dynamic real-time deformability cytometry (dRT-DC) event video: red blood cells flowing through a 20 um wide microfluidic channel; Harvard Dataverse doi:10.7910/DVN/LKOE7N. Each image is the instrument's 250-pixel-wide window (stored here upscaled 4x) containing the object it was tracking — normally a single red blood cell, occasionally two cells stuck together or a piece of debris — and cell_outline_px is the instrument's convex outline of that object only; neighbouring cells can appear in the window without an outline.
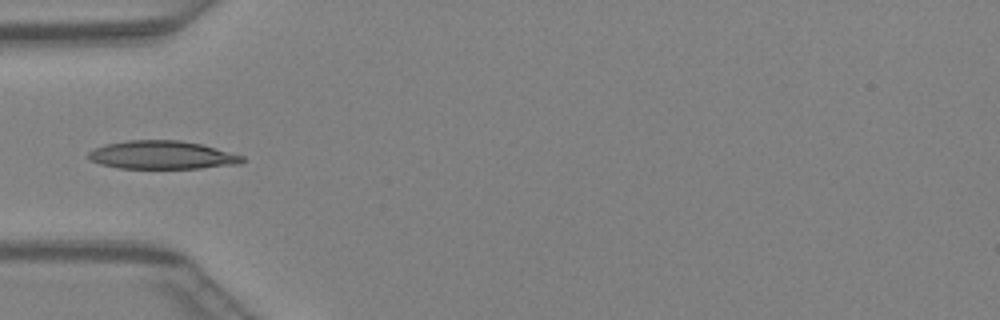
{"species": "Egyptian fruit bat (a non-hibernating species)", "species_latin": "Rousettus aegyptiacus", "temperature_condition": "warm", "stored_images_in_passage": 27, "camera_frame_rate_fps": 3000, "um_per_image_px": 0.085, "animal": {"sex": "female"}, "frame": {"image": 1, "passage_image": 1, "time_ms": 0.0, "image_size_px": [1000, 320], "cell_outline_px": [[248, 160], [240, 164], [200, 168], [120, 168], [100, 164], [88, 160], [88, 152], [92, 148], [104, 144], [128, 140], [180, 140], [200, 144], [244, 156]], "centroid_in_image_um": [13.75, 13.17], "position_along_channel_um": 71.2, "area_um2": 25.49}}
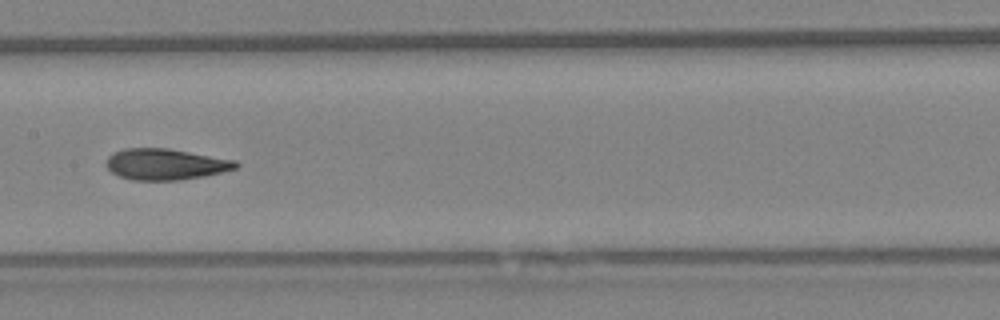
{"frame": {"image": 2, "passage_image": 9, "time_ms": 2.667, "image_size_px": [1000, 320], "cell_outline_px": [[240, 164], [236, 168], [204, 176], [180, 180], [132, 180], [120, 176], [112, 172], [104, 164], [108, 156], [112, 152], [124, 148], [168, 148], [236, 160]], "centroid_in_image_um": [14.04, 13.95], "position_along_channel_um": 193.4, "area_um2": 23.58}}
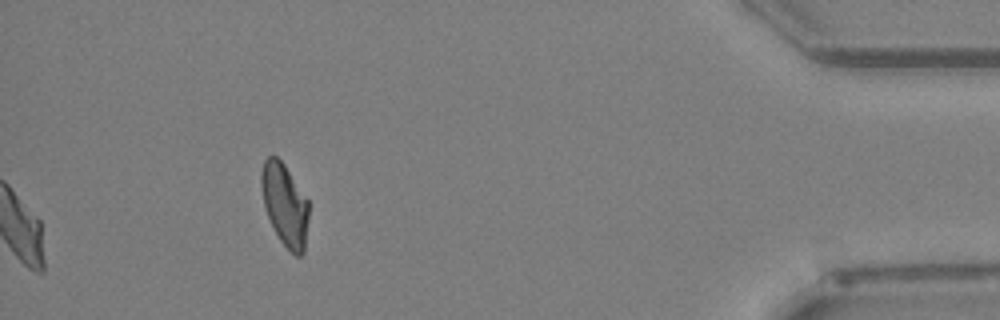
{"frame": {"image": 3, "passage_image": 27, "time_ms": 8.667, "image_size_px": [1000, 320], "cell_outline_px": [[308, 220], [304, 252], [300, 256], [296, 256], [280, 240], [268, 216], [264, 204], [260, 184], [260, 172], [264, 160], [268, 156], [276, 156], [284, 164], [308, 200]], "centroid_in_image_um": [24.2, 17.37], "position_along_channel_um": 411.0, "area_um2": 22.48}}